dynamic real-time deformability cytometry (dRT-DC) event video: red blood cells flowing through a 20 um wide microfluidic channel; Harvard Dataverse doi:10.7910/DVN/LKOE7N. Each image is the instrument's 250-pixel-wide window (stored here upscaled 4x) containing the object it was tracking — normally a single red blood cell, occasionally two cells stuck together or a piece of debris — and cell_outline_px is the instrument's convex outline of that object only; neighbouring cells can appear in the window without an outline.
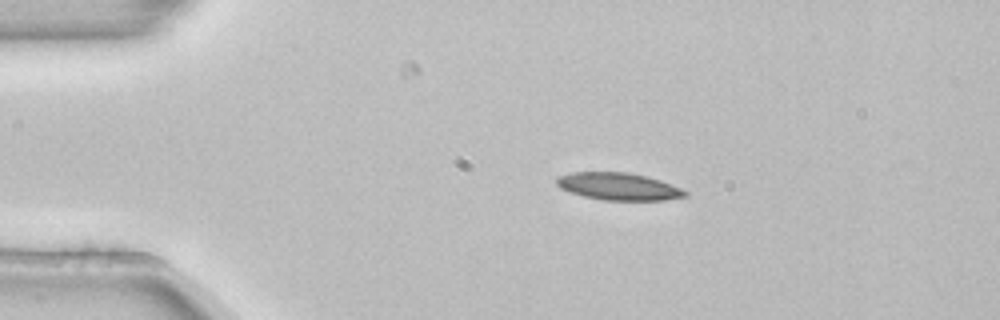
{"species": "common noctule bat (a hibernating species)", "species_latin": "Nyctalus noctula", "temperature_condition": "room temperature", "stored_images_in_passage": 2, "camera_frame_rate_fps": 3000, "um_per_image_px": 0.085, "animal": {"sex": "female", "body_mass_g": 22.7, "forearm_length_mm": 54.2}, "frame": {"image": 1, "passage_image": 1, "time_ms": 0.0, "image_size_px": [1000, 320], "cell_outline_px": [[688, 196], [664, 200], [604, 200], [584, 196], [560, 188], [556, 184], [556, 176], [572, 172], [628, 172], [648, 176], [660, 180], [680, 188], [688, 192]], "centroid_in_image_um": [52.57, 15.84], "position_along_channel_um": 32.4, "area_um2": 20.46}}